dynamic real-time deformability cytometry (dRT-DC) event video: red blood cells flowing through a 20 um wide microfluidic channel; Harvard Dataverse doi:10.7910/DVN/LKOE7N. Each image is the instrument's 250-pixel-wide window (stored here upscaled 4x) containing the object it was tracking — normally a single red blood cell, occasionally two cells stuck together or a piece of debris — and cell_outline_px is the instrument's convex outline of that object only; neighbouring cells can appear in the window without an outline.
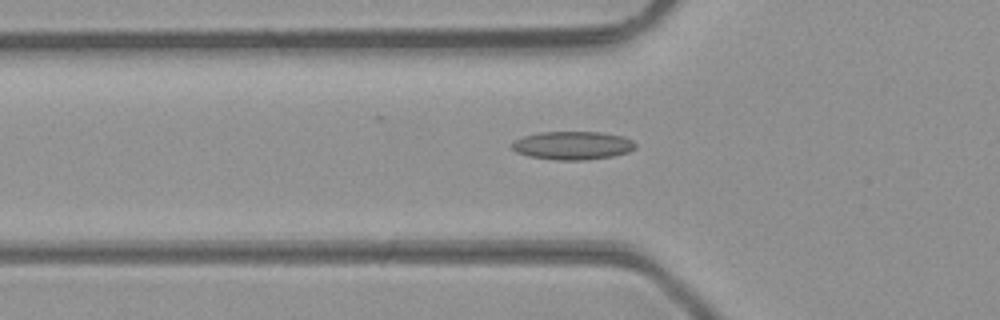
{"species": "common noctule bat (a hibernating species)", "species_latin": "Nyctalus noctula", "temperature_condition": "room temperature", "stored_images_in_passage": 41, "camera_frame_rate_fps": 3000, "um_per_image_px": 0.085, "animal": {"sex": "male", "body_mass_g": 23.1, "forearm_length_mm": 52.7}, "frame": {"image": 1, "passage_image": 16, "time_ms": 5.0, "image_size_px": [1000, 320], "cell_outline_px": [[636, 148], [628, 152], [612, 156], [584, 160], [556, 160], [528, 156], [516, 152], [508, 144], [512, 140], [524, 136], [540, 132], [600, 132], [624, 136], [632, 140], [636, 144]], "centroid_in_image_um": [48.64, 12.36], "position_along_channel_um": 77.2, "area_um2": 20.58}}
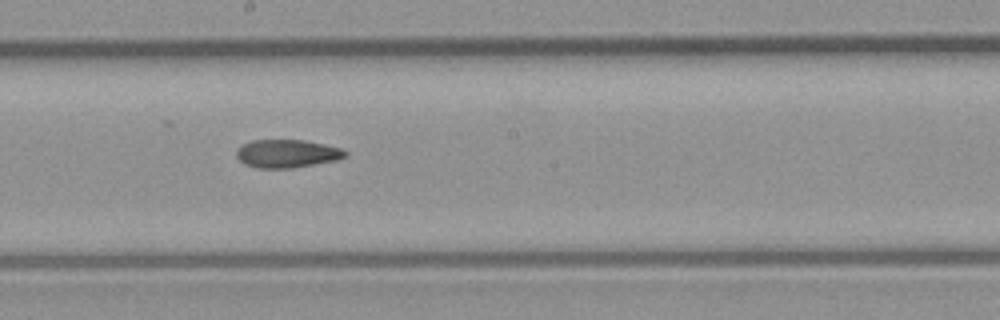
{"frame": {"image": 2, "passage_image": 26, "time_ms": 8.333, "image_size_px": [1000, 320], "cell_outline_px": [[348, 156], [336, 160], [288, 168], [256, 168], [244, 164], [236, 156], [236, 148], [252, 140], [304, 140], [344, 148], [348, 152]], "centroid_in_image_um": [24.4, 13.05], "position_along_channel_um": 223.8, "area_um2": 17.86}}
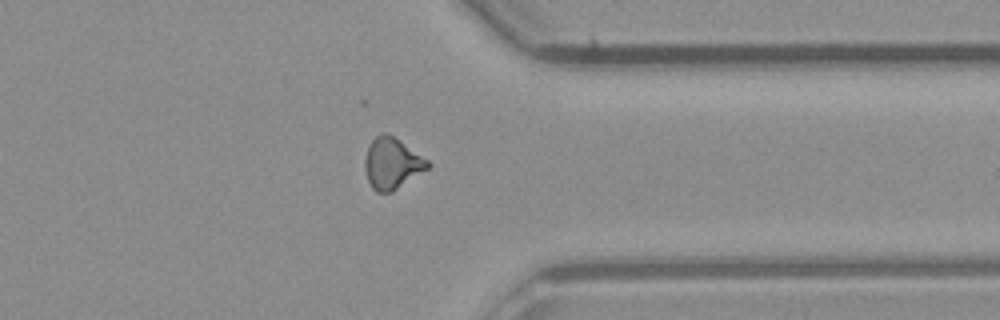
{"frame": {"image": 3, "passage_image": 37, "time_ms": 12.0, "image_size_px": [1000, 320], "cell_outline_px": [[432, 164], [428, 168], [392, 192], [376, 192], [372, 188], [368, 180], [364, 168], [364, 160], [368, 144], [376, 136], [384, 132], [392, 136], [428, 160]], "centroid_in_image_um": [33.29, 13.9], "position_along_channel_um": 378.1, "area_um2": 18.5}}